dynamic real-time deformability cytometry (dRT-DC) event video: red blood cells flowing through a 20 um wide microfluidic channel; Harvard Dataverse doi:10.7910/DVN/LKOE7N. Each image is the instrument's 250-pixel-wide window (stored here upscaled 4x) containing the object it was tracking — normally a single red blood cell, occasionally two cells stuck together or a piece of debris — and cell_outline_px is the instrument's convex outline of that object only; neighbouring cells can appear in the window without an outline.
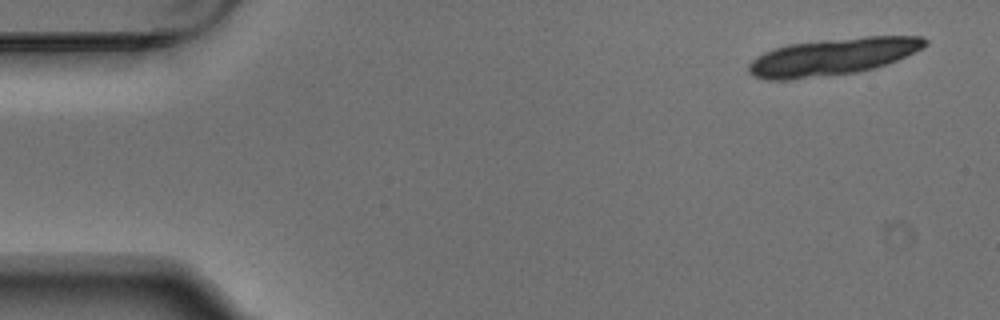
{"species": "Egyptian fruit bat (a non-hibernating species)", "species_latin": "Rousettus aegyptiacus", "temperature_condition": "warm", "stored_images_in_passage": 9, "camera_frame_rate_fps": 3000, "um_per_image_px": 0.085, "animal": {"sex": "male"}, "frame": {"image": 1, "passage_image": 1, "time_ms": 0.0, "image_size_px": [1000, 320], "cell_outline_px": [[928, 44], [896, 60], [876, 68], [856, 72], [792, 80], [764, 80], [752, 76], [748, 72], [748, 64], [756, 56], [772, 48], [788, 44], [820, 40], [864, 36], [920, 36], [928, 40]], "centroid_in_image_um": [70.7, 4.82], "position_along_channel_um": 14.3, "area_um2": 38.26}}
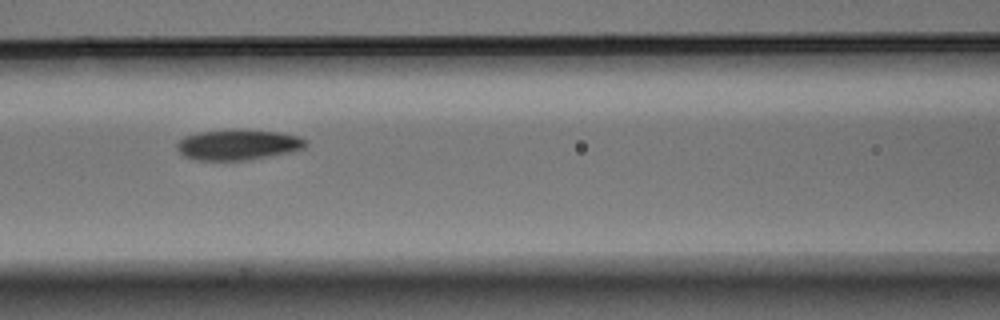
{"frame": {"image": 2, "passage_image": 7, "time_ms": 2.0, "image_size_px": [1000, 320], "cell_outline_px": [[308, 144], [304, 148], [292, 152], [248, 160], [196, 160], [184, 156], [176, 148], [176, 144], [184, 136], [200, 132], [232, 128], [236, 128], [280, 132], [296, 136], [308, 140]], "centroid_in_image_um": [20.25, 12.28], "position_along_channel_um": 146.4, "area_um2": 23.29}}
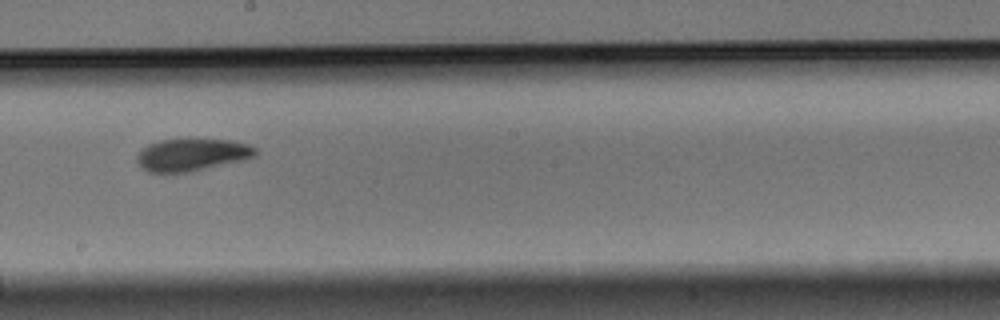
{"frame": {"image": 3, "passage_image": 9, "time_ms": 2.667, "image_size_px": [1000, 320], "cell_outline_px": [[256, 156], [244, 160], [192, 172], [148, 172], [136, 160], [136, 156], [140, 148], [148, 144], [160, 140], [232, 140], [248, 144], [256, 148]], "centroid_in_image_um": [16.32, 13.16], "position_along_channel_um": 231.9, "area_um2": 22.31}}